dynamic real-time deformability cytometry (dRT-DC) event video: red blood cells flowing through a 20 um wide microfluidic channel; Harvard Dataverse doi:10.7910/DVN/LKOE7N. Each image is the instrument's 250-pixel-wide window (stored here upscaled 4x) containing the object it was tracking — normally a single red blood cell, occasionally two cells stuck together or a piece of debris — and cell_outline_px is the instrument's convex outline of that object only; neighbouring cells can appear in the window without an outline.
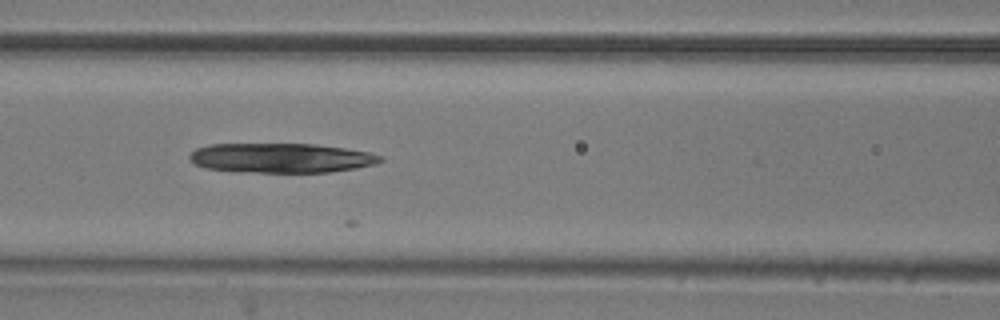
{"species": "common noctule bat (a hibernating species)", "species_latin": "Nyctalus noctula", "temperature_condition": "room temperature", "stored_images_in_passage": 6, "camera_frame_rate_fps": 3000, "um_per_image_px": 0.085, "animal": {"sex": "male", "body_mass_g": 20.5, "forearm_length_mm": 52.5}, "frame": {"image": 1, "passage_image": 5, "time_ms": 1.333, "image_size_px": [1000, 320], "cell_outline_px": [[384, 160], [376, 164], [356, 168], [328, 172], [256, 172], [204, 168], [196, 164], [188, 156], [196, 148], [208, 144], [316, 144], [344, 148], [368, 152], [380, 156]], "centroid_in_image_um": [23.9, 13.42], "position_along_channel_um": 142.7, "area_um2": 32.66}}